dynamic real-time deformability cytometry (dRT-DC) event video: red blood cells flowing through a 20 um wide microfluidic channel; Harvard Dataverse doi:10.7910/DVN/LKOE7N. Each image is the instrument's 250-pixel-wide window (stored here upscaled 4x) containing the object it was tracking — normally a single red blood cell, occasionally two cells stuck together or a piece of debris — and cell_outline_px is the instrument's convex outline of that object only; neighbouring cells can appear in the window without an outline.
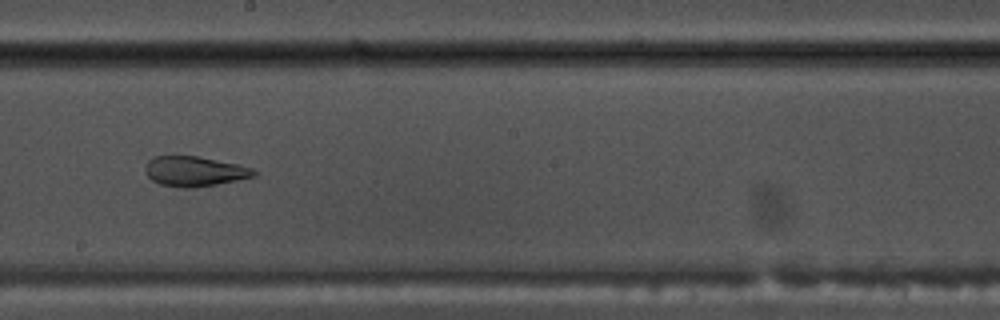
{"species": "common noctule bat (a hibernating species)", "species_latin": "Nyctalus noctula", "temperature_condition": "warm", "stored_images_in_passage": 53, "camera_frame_rate_fps": 3000, "um_per_image_px": 0.085, "animal": {"sex": "male", "body_mass_g": 17.5, "forearm_length_mm": 52.3}, "frame": {"image": 1, "passage_image": 30, "time_ms": 9.667, "image_size_px": [1000, 320], "cell_outline_px": [[256, 176], [216, 184], [192, 188], [184, 188], [160, 184], [152, 180], [144, 172], [144, 168], [148, 160], [152, 156], [196, 156], [236, 164], [252, 168], [256, 172]], "centroid_in_image_um": [16.48, 14.56], "position_along_channel_um": 231.7, "area_um2": 18.84}}
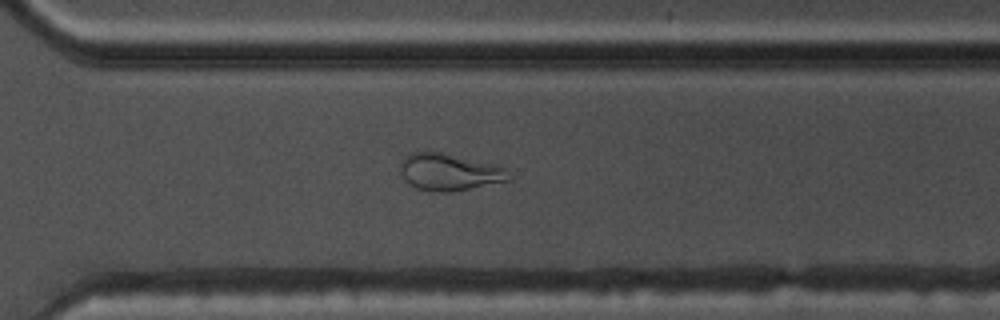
{"frame": {"image": 2, "passage_image": 38, "time_ms": 12.333, "image_size_px": [1000, 320], "cell_outline_px": [[512, 180], [456, 192], [428, 192], [416, 188], [408, 184], [404, 180], [400, 172], [400, 160], [412, 152], [440, 152], [500, 164], [512, 176]], "centroid_in_image_um": [38.22, 14.64], "position_along_channel_um": 332.4, "area_um2": 24.16}}
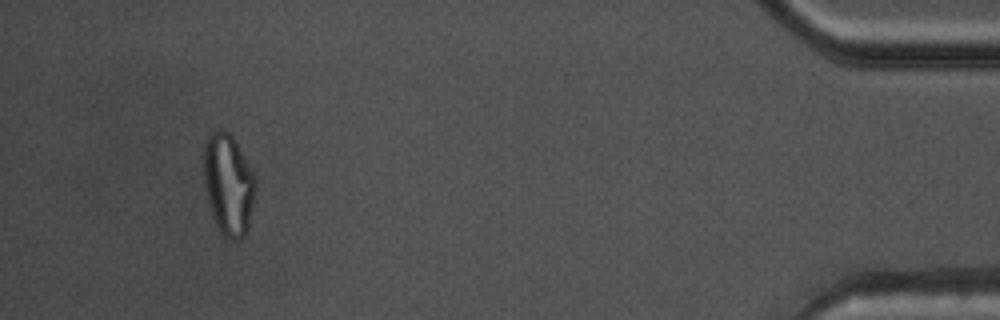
{"frame": {"image": 3, "passage_image": 50, "time_ms": 16.333, "image_size_px": [1000, 320], "cell_outline_px": [[256, 192], [248, 232], [240, 240], [232, 240], [224, 236], [220, 232], [212, 216], [204, 184], [204, 140], [216, 128], [224, 128], [232, 136], [256, 176]], "centroid_in_image_um": [19.43, 15.68], "position_along_channel_um": 415.8, "area_um2": 31.1}, "authors_computed_cell_mechanics": {"area_um2": 25.0274, "velocity_mm_per_s": 3.7882, "shape_relaxation_time_tau1_ms": null, "shape_relaxation_time_tau2_ms": 1.5113, "deformation_change_tau1": null, "deformation_change_tau2": 0.0769}}